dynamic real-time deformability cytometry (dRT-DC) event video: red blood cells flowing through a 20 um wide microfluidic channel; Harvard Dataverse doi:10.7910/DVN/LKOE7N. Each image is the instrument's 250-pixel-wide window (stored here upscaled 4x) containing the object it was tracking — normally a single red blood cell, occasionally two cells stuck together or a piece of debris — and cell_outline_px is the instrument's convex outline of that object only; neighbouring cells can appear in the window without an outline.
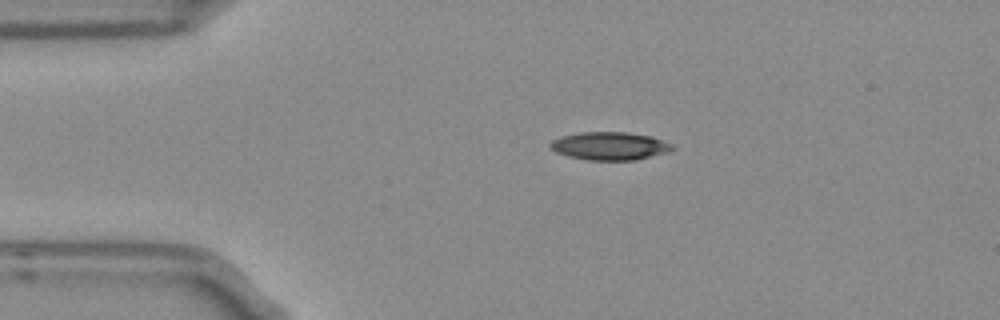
{"species": "Egyptian fruit bat (a non-hibernating species)", "species_latin": "Rousettus aegyptiacus", "temperature_condition": "room temperature", "stored_images_in_passage": 3, "camera_frame_rate_fps": 3000, "um_per_image_px": 0.085, "frame": {"image": 1, "passage_image": 2, "time_ms": 0.333, "image_size_px": [1000, 320], "cell_outline_px": [[676, 148], [668, 152], [636, 160], [588, 160], [568, 156], [556, 152], [548, 144], [552, 140], [564, 136], [580, 132], [628, 132], [652, 136], [672, 144]], "centroid_in_image_um": [51.86, 12.41], "position_along_channel_um": 33.1, "area_um2": 19.94}}